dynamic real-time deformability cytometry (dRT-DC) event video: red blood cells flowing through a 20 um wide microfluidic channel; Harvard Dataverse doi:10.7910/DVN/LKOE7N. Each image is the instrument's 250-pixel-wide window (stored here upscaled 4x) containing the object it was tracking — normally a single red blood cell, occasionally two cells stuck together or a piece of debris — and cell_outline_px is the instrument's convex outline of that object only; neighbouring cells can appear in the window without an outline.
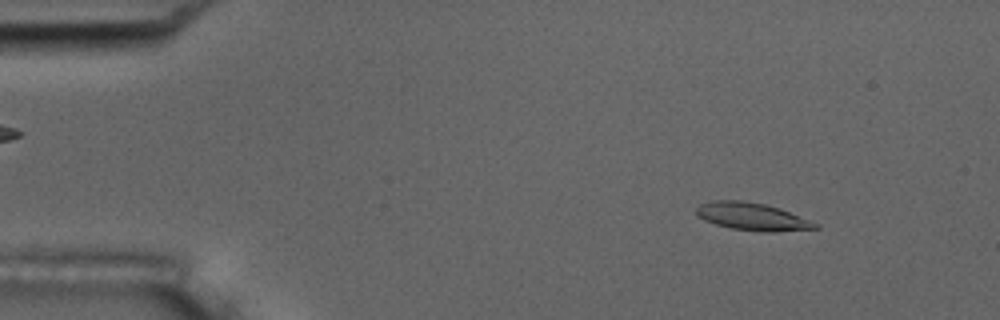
{"species": "common noctule bat (a hibernating species)", "species_latin": "Nyctalus noctula", "temperature_condition": "room temperature", "stored_images_in_passage": 7, "camera_frame_rate_fps": 3000, "um_per_image_px": 0.085, "animal": {"sex": "male", "body_mass_g": 17.5, "forearm_length_mm": 52.3}, "frame": {"image": 1, "passage_image": 1, "time_ms": 0.0, "image_size_px": [1000, 320], "cell_outline_px": [[820, 228], [772, 232], [760, 232], [732, 228], [716, 224], [704, 220], [696, 212], [696, 208], [700, 204], [712, 200], [740, 200], [764, 204], [780, 208], [820, 224]], "centroid_in_image_um": [63.96, 18.41], "position_along_channel_um": 21.0, "area_um2": 19.07}}
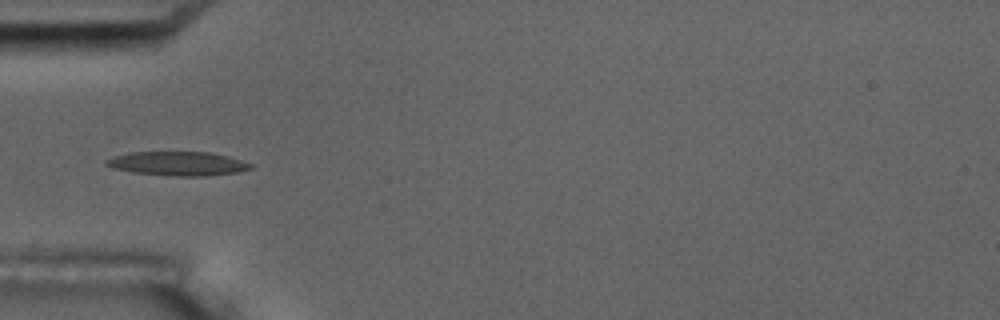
{"frame": {"image": 2, "passage_image": 4, "time_ms": 1.0, "image_size_px": [1000, 320], "cell_outline_px": [[252, 168], [236, 172], [204, 176], [172, 176], [132, 172], [112, 168], [104, 164], [104, 160], [128, 152], [208, 152], [228, 156], [252, 164]], "centroid_in_image_um": [15.07, 13.9], "position_along_channel_um": 69.9, "area_um2": 20.11}}
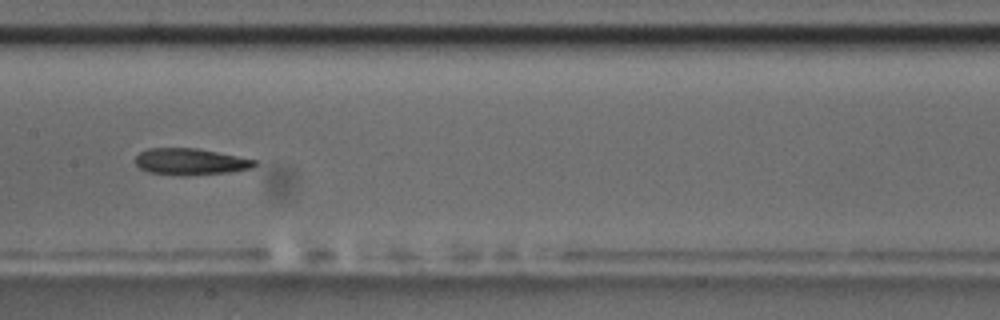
{"frame": {"image": 3, "passage_image": 7, "time_ms": 2.0, "image_size_px": [1000, 320], "cell_outline_px": [[256, 164], [252, 168], [228, 172], [184, 176], [180, 176], [148, 172], [140, 168], [136, 164], [136, 156], [140, 152], [148, 148], [196, 148], [256, 160]], "centroid_in_image_um": [16.15, 13.75], "position_along_channel_um": 191.3, "area_um2": 18.32}}